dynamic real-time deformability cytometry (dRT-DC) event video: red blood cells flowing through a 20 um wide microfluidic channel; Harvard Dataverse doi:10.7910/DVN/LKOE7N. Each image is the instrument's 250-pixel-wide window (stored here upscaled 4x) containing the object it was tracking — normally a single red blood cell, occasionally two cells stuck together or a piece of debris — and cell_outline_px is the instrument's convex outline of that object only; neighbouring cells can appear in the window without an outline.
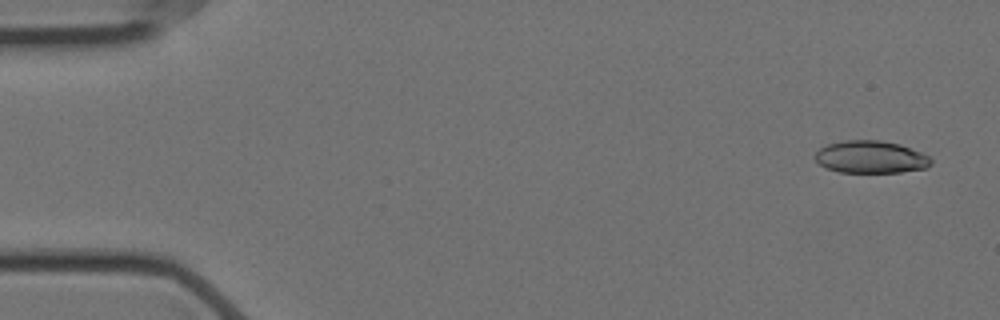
{"species": "Egyptian fruit bat (a non-hibernating species)", "species_latin": "Rousettus aegyptiacus", "temperature_condition": "cold", "stored_images_in_passage": 57, "camera_frame_rate_fps": 3000, "um_per_image_px": 0.085, "animal": {"sex": "female"}, "frame": {"image": 1, "passage_image": 3, "time_ms": 0.667, "image_size_px": [1000, 320], "cell_outline_px": [[932, 164], [924, 168], [900, 172], [840, 172], [828, 168], [820, 164], [816, 160], [816, 152], [820, 148], [828, 144], [844, 140], [880, 140], [900, 144], [920, 152], [928, 156], [932, 160]], "centroid_in_image_um": [74.02, 13.34], "position_along_channel_um": 11.0, "area_um2": 21.68}}
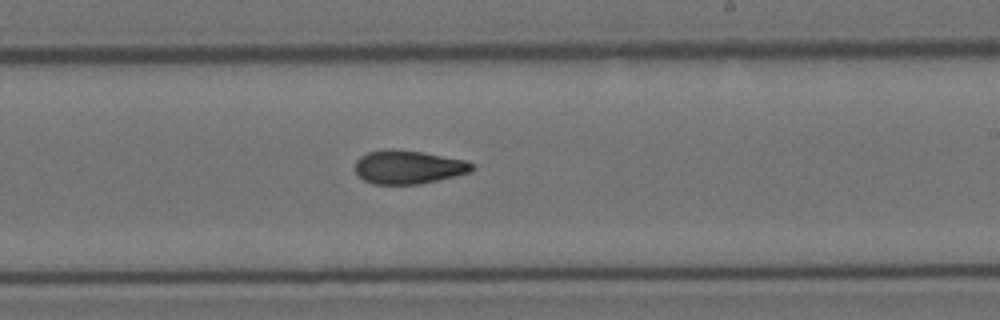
{"frame": {"image": 2, "passage_image": 34, "time_ms": 11.0, "image_size_px": [1000, 320], "cell_outline_px": [[476, 168], [472, 172], [420, 184], [372, 184], [364, 180], [356, 172], [356, 160], [360, 156], [368, 152], [392, 148], [424, 152], [464, 160], [472, 164]], "centroid_in_image_um": [34.72, 14.2], "position_along_channel_um": 254.3, "area_um2": 22.89}}
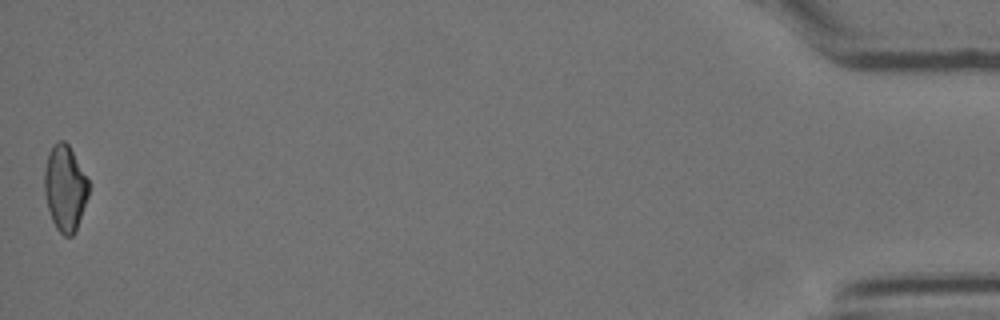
{"frame": {"image": 3, "passage_image": 57, "time_ms": 18.667, "image_size_px": [1000, 320], "cell_outline_px": [[88, 196], [76, 232], [72, 236], [64, 236], [56, 228], [52, 220], [48, 208], [44, 192], [44, 168], [48, 152], [52, 144], [56, 140], [64, 140], [68, 144], [88, 180]], "centroid_in_image_um": [5.5, 15.98], "position_along_channel_um": 429.7, "area_um2": 22.2}, "authors_computed_cell_mechanics": {"area_um2": 22.7154, "velocity_mm_per_s": 3.5324, "shape_relaxation_time_tau1_ms": null, "shape_relaxation_time_tau2_ms": 4.7375, "deformation_change_tau1": null, "deformation_change_tau2": 0.1263}}